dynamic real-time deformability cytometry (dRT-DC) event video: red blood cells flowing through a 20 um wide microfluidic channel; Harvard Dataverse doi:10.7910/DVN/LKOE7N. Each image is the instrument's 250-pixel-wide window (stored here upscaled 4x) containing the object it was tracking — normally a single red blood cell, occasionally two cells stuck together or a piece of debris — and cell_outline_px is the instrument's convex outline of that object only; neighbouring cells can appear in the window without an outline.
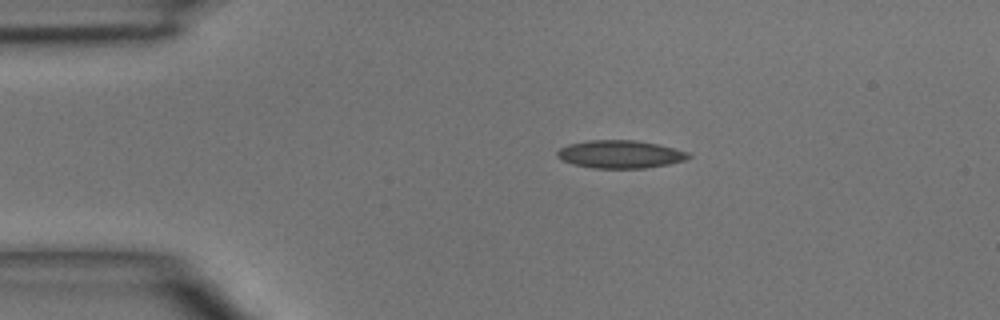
{"species": "common noctule bat (a hibernating species)", "species_latin": "Nyctalus noctula", "temperature_condition": "room temperature", "stored_images_in_passage": 4, "segment_of_instrument_passage": [1, 2], "camera_frame_rate_fps": 3000, "um_per_image_px": 0.085, "animal": {"sex": "male", "body_mass_g": 15.6}, "frame": {"image": 1, "passage_image": 2, "time_ms": 1.0, "image_size_px": [1000, 320], "cell_outline_px": [[692, 156], [684, 160], [668, 164], [644, 168], [592, 168], [572, 164], [556, 156], [556, 152], [560, 148], [568, 144], [588, 140], [636, 140], [660, 144], [688, 152]], "centroid_in_image_um": [52.71, 13.1], "position_along_channel_um": 32.3, "area_um2": 21.39}}